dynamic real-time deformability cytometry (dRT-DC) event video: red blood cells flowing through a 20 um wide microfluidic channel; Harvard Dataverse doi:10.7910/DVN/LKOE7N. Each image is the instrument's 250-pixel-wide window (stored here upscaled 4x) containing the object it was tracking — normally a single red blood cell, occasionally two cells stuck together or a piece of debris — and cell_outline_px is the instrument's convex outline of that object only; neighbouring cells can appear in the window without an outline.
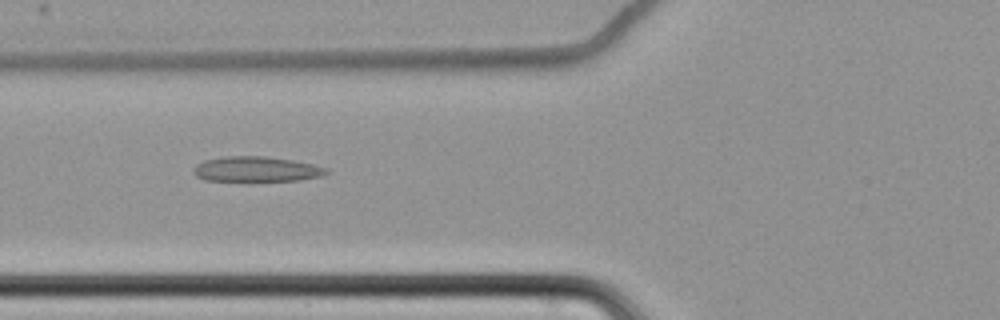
{"species": "common noctule bat (a hibernating species)", "species_latin": "Nyctalus noctula", "temperature_condition": "cold", "stored_images_in_passage": 40, "camera_frame_rate_fps": 3000, "um_per_image_px": 0.085, "animal": {"sex": "female", "body_mass_g": 22.7, "forearm_length_mm": 54.2}, "frame": {"image": 1, "passage_image": 11, "time_ms": 3.333, "image_size_px": [1000, 320], "cell_outline_px": [[328, 172], [320, 176], [300, 180], [252, 184], [248, 184], [204, 180], [196, 176], [192, 172], [192, 168], [196, 164], [204, 160], [224, 156], [264, 156], [292, 160], [312, 164], [328, 168]], "centroid_in_image_um": [21.72, 14.44], "position_along_channel_um": 104.1, "area_um2": 20.75}}
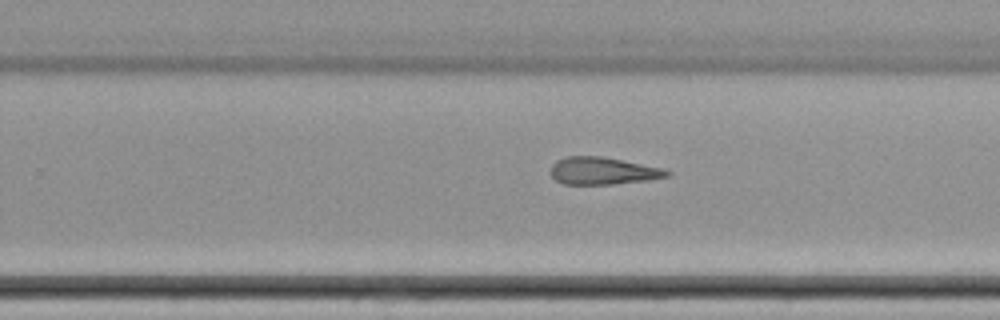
{"frame": {"image": 2, "passage_image": 26, "time_ms": 8.333, "image_size_px": [1000, 320], "cell_outline_px": [[672, 172], [668, 176], [648, 180], [612, 184], [564, 184], [556, 180], [548, 172], [552, 164], [556, 160], [568, 156], [600, 156], [664, 168]], "centroid_in_image_um": [51.21, 14.52], "position_along_channel_um": 278.6, "area_um2": 18.55}}
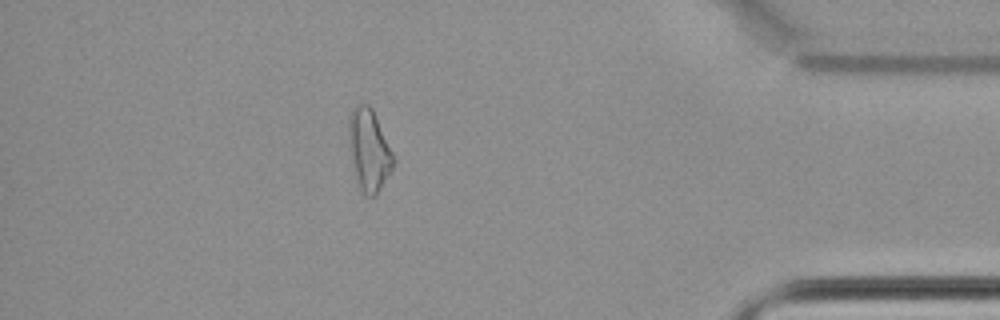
{"frame": {"image": 3, "passage_image": 40, "time_ms": 13.0, "image_size_px": [1000, 320], "cell_outline_px": [[396, 160], [392, 168], [376, 196], [364, 196], [360, 188], [356, 176], [348, 144], [348, 116], [352, 108], [356, 104], [368, 104], [372, 108], [396, 156]], "centroid_in_image_um": [31.37, 12.71], "position_along_channel_um": 403.8, "area_um2": 21.56}, "authors_computed_cell_mechanics": {"area_um2": 19.3919, "velocity_mm_per_s": 3.4873, "shape_relaxation_time_tau1_ms": null, "shape_relaxation_time_tau2_ms": 4.8788, "deformation_change_tau1": null, "deformation_change_tau2": 0.1563}}